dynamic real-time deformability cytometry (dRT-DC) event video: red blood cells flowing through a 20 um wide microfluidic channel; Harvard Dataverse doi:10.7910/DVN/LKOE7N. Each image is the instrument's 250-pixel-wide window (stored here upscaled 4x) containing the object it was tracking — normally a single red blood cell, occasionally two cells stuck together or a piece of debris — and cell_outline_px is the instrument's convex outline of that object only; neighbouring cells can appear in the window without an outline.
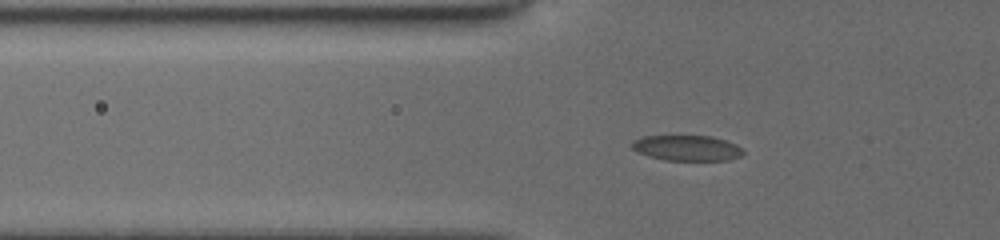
{"species": "common noctule bat (a hibernating species)", "species_latin": "Nyctalus noctula", "temperature_condition": "cold", "stored_images_in_passage": 47, "camera_frame_rate_fps": 3000, "um_per_image_px": 0.085, "animal": {"sex": "female", "body_mass_g": 19.5, "forearm_length_mm": 54.1}, "frame": {"image": 1, "passage_image": 19, "time_ms": 6.0, "image_size_px": [1000, 240], "cell_outline_px": [[744, 152], [740, 156], [728, 160], [664, 160], [648, 156], [636, 152], [632, 148], [632, 140], [644, 136], [712, 136], [736, 144], [744, 148]], "centroid_in_image_um": [58.38, 12.58], "position_along_channel_um": 67.4, "area_um2": 16.59}}
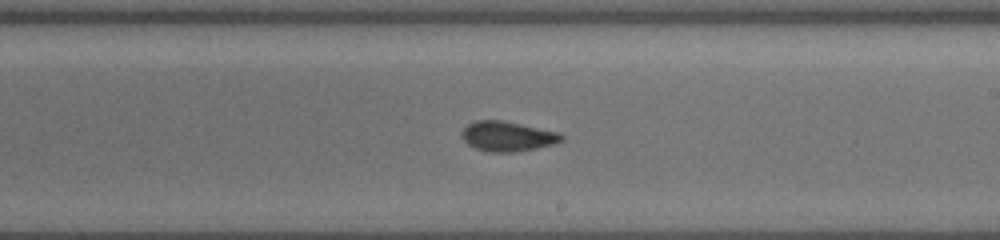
{"frame": {"image": 2, "passage_image": 33, "time_ms": 10.667, "image_size_px": [1000, 240], "cell_outline_px": [[564, 140], [552, 144], [536, 148], [512, 152], [488, 152], [476, 148], [468, 144], [460, 136], [460, 132], [468, 124], [476, 120], [504, 120], [560, 132], [564, 136]], "centroid_in_image_um": [43.13, 11.57], "position_along_channel_um": 245.9, "area_um2": 17.51}}
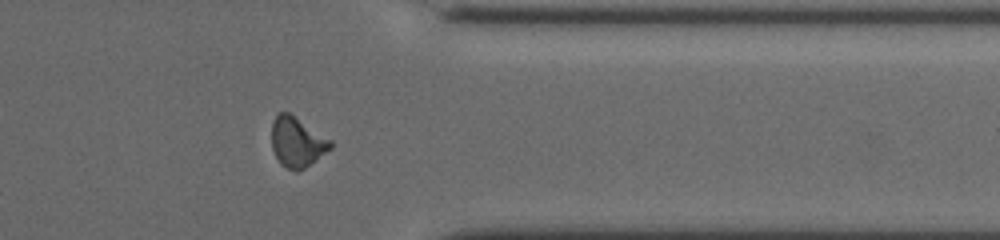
{"frame": {"image": 3, "passage_image": 44, "time_ms": 14.333, "image_size_px": [1000, 240], "cell_outline_px": [[332, 148], [300, 172], [296, 172], [280, 164], [272, 148], [272, 120], [280, 112], [288, 112], [332, 140]], "centroid_in_image_um": [25.26, 12.09], "position_along_channel_um": 386.1, "area_um2": 17.17}, "authors_computed_cell_mechanics": {"area_um2": 17.7446, "velocity_mm_per_s": 3.9454, "shape_relaxation_time_tau1_ms": 9.887, "shape_relaxation_time_tau2_ms": 1.5569, "deformation_change_tau1": 0.1514, "deformation_change_tau2": 0.0677}}